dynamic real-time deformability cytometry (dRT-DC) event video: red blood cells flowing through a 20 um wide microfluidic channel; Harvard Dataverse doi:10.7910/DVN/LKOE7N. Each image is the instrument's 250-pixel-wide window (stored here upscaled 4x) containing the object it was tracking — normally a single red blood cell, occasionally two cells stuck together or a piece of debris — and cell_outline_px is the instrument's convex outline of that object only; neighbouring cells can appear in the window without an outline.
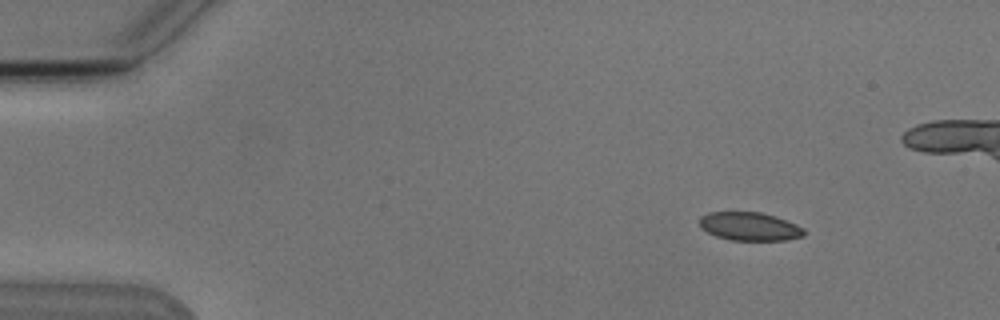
{"species": "Egyptian fruit bat (a non-hibernating species)", "species_latin": "Rousettus aegyptiacus", "temperature_condition": "cold", "stored_images_in_passage": 6, "camera_frame_rate_fps": 3000, "um_per_image_px": 0.085, "animal": {"sex": "male"}, "frame": {"image": 1, "passage_image": 1, "time_ms": 0.0, "image_size_px": [1000, 320], "cell_outline_px": [[804, 236], [788, 240], [728, 240], [716, 236], [700, 228], [700, 216], [708, 212], [760, 212], [776, 216], [796, 224], [804, 228]], "centroid_in_image_um": [63.71, 19.24], "position_along_channel_um": 21.3, "area_um2": 17.4}}
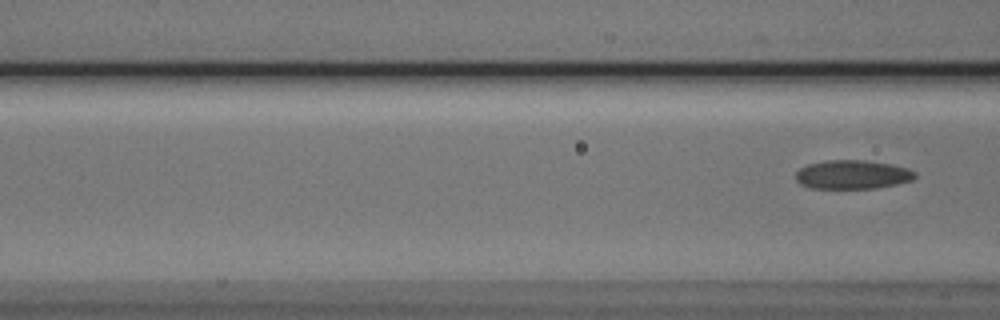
{"frame": {"image": 2, "passage_image": 6, "time_ms": 7.0, "image_size_px": [1000, 320], "cell_outline_px": [[916, 176], [912, 180], [896, 184], [876, 188], [812, 188], [800, 184], [796, 180], [796, 172], [800, 168], [808, 164], [828, 160], [864, 160], [888, 164], [908, 168], [916, 172]], "centroid_in_image_um": [72.45, 14.84], "position_along_channel_um": 94.1, "area_um2": 19.94}}